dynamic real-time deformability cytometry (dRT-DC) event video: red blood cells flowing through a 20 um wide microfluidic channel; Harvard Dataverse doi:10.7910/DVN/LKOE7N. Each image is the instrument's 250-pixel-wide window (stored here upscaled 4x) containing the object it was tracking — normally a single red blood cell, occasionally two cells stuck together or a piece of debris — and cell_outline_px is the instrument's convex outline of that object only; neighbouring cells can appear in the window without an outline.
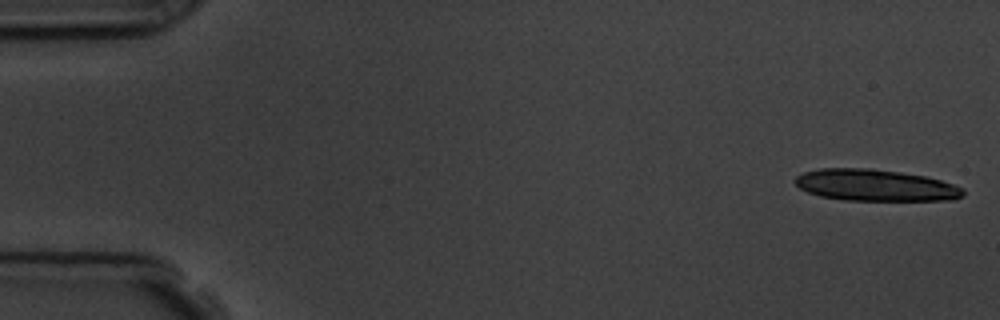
{"species": "common noctule bat (a hibernating species)", "species_latin": "Nyctalus noctula", "temperature_condition": "room temperature", "stored_images_in_passage": 8, "camera_frame_rate_fps": 3000, "um_per_image_px": 0.085, "animal": {"sex": "male", "body_mass_g": 19.5, "forearm_length_mm": 54.6}, "frame": {"image": 1, "passage_image": 1, "time_ms": 0.0, "image_size_px": [1000, 320], "cell_outline_px": [[964, 196], [952, 200], [844, 200], [820, 196], [808, 192], [800, 188], [792, 180], [796, 176], [804, 172], [820, 168], [868, 168], [900, 172], [924, 176], [940, 180], [964, 188]], "centroid_in_image_um": [74.38, 15.74], "position_along_channel_um": 10.6, "area_um2": 30.92}}